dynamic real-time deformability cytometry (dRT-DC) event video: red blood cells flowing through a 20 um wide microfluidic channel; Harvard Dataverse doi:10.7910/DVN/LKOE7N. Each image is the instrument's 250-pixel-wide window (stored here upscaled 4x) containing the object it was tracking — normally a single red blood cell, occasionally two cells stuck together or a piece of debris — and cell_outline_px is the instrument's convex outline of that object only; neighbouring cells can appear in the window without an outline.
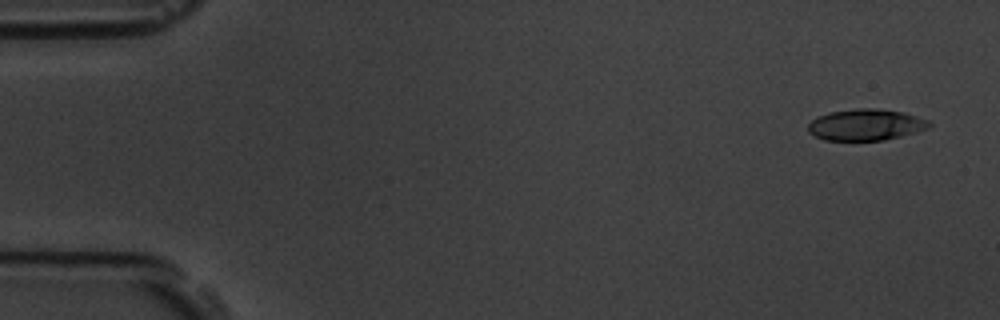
{"species": "common noctule bat (a hibernating species)", "species_latin": "Nyctalus noctula", "temperature_condition": "room temperature", "stored_images_in_passage": 4, "camera_frame_rate_fps": 3000, "um_per_image_px": 0.085, "animal": {"sex": "male", "body_mass_g": 19.5, "forearm_length_mm": 54.6}, "frame": {"image": 1, "passage_image": 1, "time_ms": 0.0, "image_size_px": [1000, 320], "cell_outline_px": [[932, 124], [928, 128], [916, 132], [884, 140], [824, 140], [808, 132], [808, 124], [816, 116], [828, 112], [856, 108], [876, 108], [904, 112], [928, 120]], "centroid_in_image_um": [73.57, 10.59], "position_along_channel_um": 11.4, "area_um2": 22.2}}
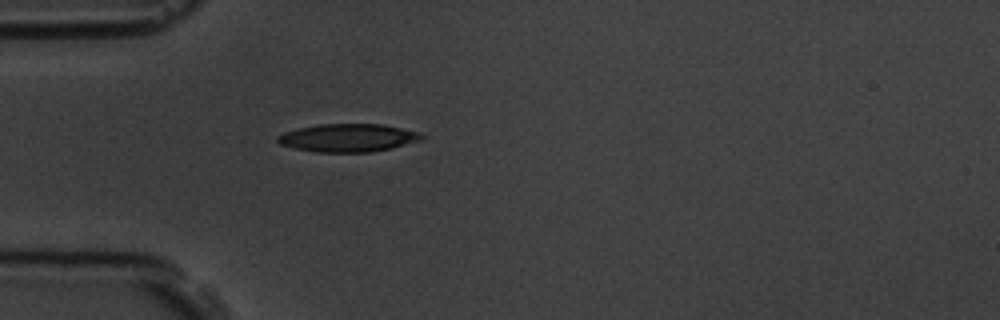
{"frame": {"image": 2, "passage_image": 4, "time_ms": 4.333, "image_size_px": [1000, 320], "cell_outline_px": [[424, 140], [392, 148], [372, 152], [316, 152], [296, 148], [280, 144], [276, 140], [276, 136], [284, 132], [300, 128], [320, 124], [384, 124], [416, 132], [424, 136]], "centroid_in_image_um": [29.6, 11.72], "position_along_channel_um": 55.4, "area_um2": 23.47}}